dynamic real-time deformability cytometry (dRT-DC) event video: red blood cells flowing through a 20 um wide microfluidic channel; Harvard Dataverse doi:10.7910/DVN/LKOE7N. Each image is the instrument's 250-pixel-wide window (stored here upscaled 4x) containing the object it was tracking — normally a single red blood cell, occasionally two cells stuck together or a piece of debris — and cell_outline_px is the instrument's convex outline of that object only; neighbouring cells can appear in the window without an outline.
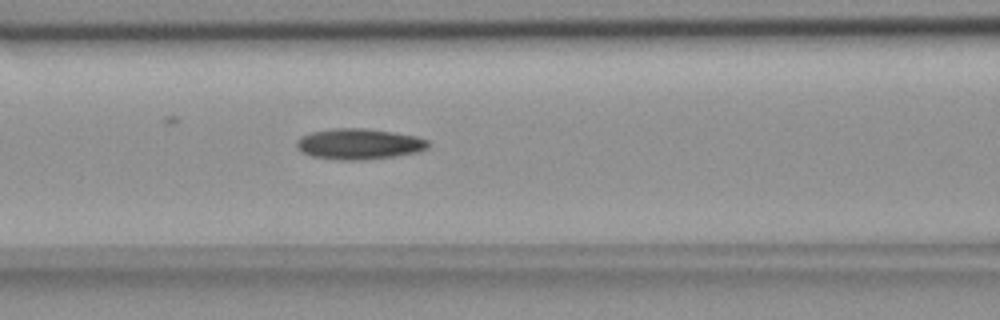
{"species": "common noctule bat (a hibernating species)", "species_latin": "Nyctalus noctula", "temperature_condition": "room temperature", "stored_images_in_passage": 48, "camera_frame_rate_fps": 3000, "um_per_image_px": 0.085, "animal": {"sex": "female", "body_mass_g": 18.4}, "frame": {"image": 1, "passage_image": 16, "time_ms": 5.0, "image_size_px": [1000, 320], "cell_outline_px": [[428, 148], [420, 152], [396, 156], [364, 160], [340, 160], [312, 156], [300, 152], [296, 148], [296, 140], [300, 136], [312, 132], [332, 128], [364, 128], [392, 132], [416, 136], [428, 140]], "centroid_in_image_um": [30.5, 12.24], "position_along_channel_um": 136.1, "area_um2": 23.81}}
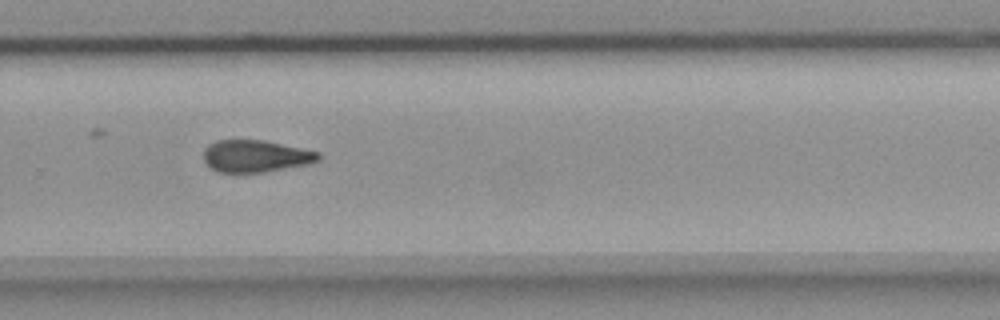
{"frame": {"image": 2, "passage_image": 30, "time_ms": 9.667, "image_size_px": [1000, 320], "cell_outline_px": [[320, 160], [308, 164], [264, 172], [220, 172], [212, 168], [204, 160], [204, 148], [208, 144], [216, 140], [260, 140], [320, 152]], "centroid_in_image_um": [21.72, 13.27], "position_along_channel_um": 308.1, "area_um2": 21.21}}
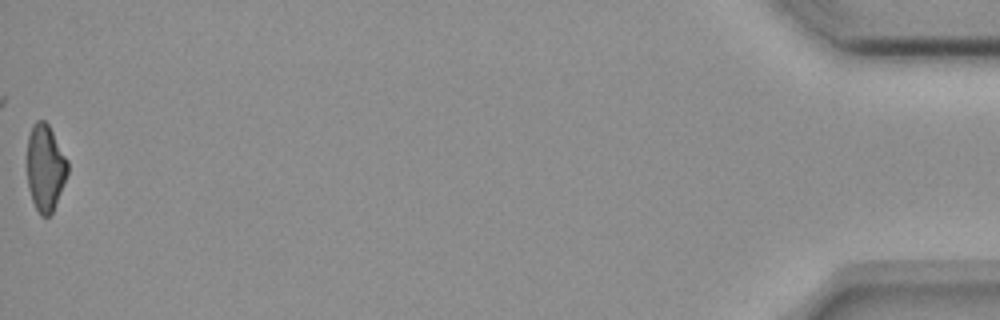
{"frame": {"image": 3, "passage_image": 48, "time_ms": 15.667, "image_size_px": [1000, 320], "cell_outline_px": [[68, 172], [52, 212], [48, 216], [40, 216], [32, 200], [28, 188], [28, 136], [32, 124], [36, 120], [44, 120], [48, 124], [68, 160]], "centroid_in_image_um": [3.84, 14.24], "position_along_channel_um": 431.4, "area_um2": 20.23}, "authors_computed_cell_mechanics": {"area_um2": 22.4553, "velocity_mm_per_s": 3.6987, "shape_relaxation_time_tau1_ms": null, "shape_relaxation_time_tau2_ms": 9.3248, "deformation_change_tau1": null, "deformation_change_tau2": 0.2003}}